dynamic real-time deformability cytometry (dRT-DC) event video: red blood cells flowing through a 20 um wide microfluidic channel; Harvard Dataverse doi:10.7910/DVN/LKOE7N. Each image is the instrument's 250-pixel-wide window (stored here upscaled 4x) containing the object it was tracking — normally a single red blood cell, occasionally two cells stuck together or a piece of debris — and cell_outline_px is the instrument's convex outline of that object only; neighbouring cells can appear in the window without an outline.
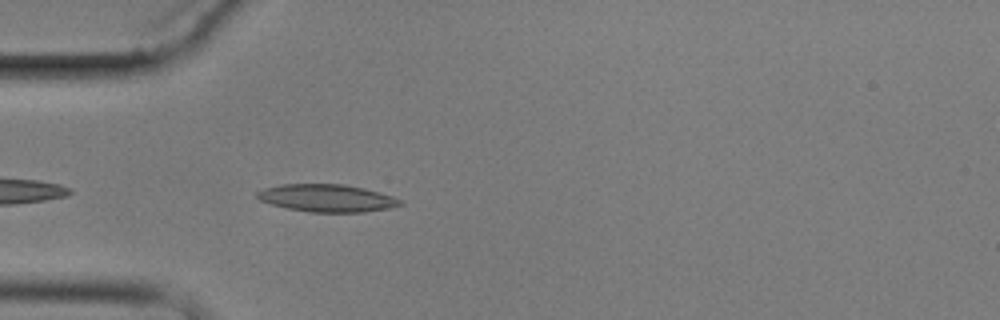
{"species": "common noctule bat (a hibernating species)", "species_latin": "Nyctalus noctula", "temperature_condition": "cold", "stored_images_in_passage": 4, "camera_frame_rate_fps": 3000, "um_per_image_px": 0.085, "animal": {"sex": "male", "body_mass_g": 17.9}, "frame": {"image": 1, "passage_image": 4, "time_ms": 4.333, "image_size_px": [1000, 320], "cell_outline_px": [[404, 204], [388, 208], [364, 212], [308, 212], [288, 208], [272, 204], [260, 200], [256, 196], [256, 192], [264, 188], [280, 184], [344, 184], [364, 188], [392, 196], [400, 200]], "centroid_in_image_um": [27.77, 16.83], "position_along_channel_um": 57.2, "area_um2": 22.83}}